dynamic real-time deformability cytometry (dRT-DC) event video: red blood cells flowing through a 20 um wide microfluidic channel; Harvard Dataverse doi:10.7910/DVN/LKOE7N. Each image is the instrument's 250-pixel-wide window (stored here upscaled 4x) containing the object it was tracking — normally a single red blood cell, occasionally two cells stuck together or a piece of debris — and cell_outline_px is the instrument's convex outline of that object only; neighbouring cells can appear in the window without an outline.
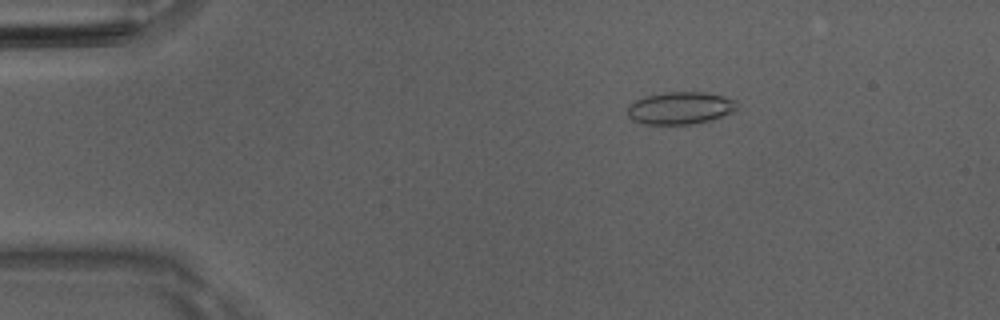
{"species": "Egyptian fruit bat (a non-hibernating species)", "species_latin": "Rousettus aegyptiacus", "temperature_condition": "room temperature", "stored_images_in_passage": 48, "camera_frame_rate_fps": 3000, "um_per_image_px": 0.085, "animal": {"sex": "male"}, "frame": {"image": 1, "passage_image": 6, "time_ms": 1.667, "image_size_px": [1000, 320], "cell_outline_px": [[736, 112], [712, 120], [696, 124], [644, 124], [632, 120], [628, 116], [628, 104], [644, 96], [664, 92], [704, 92], [724, 96], [736, 100]], "centroid_in_image_um": [57.84, 9.19], "position_along_channel_um": 27.2, "area_um2": 20.98}}
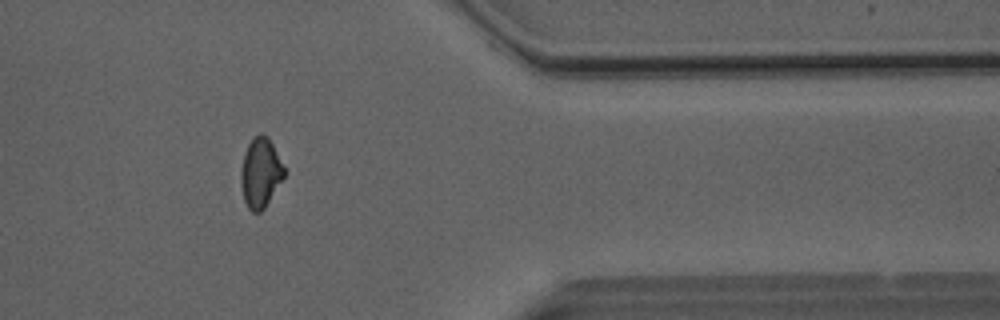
{"frame": {"image": 2, "passage_image": 39, "time_ms": 12.667, "image_size_px": [1000, 320], "cell_outline_px": [[288, 172], [264, 208], [260, 212], [252, 212], [248, 208], [244, 200], [240, 184], [240, 168], [244, 152], [252, 136], [260, 132], [268, 136]], "centroid_in_image_um": [22.14, 14.65], "position_along_channel_um": 389.3, "area_um2": 18.09}}
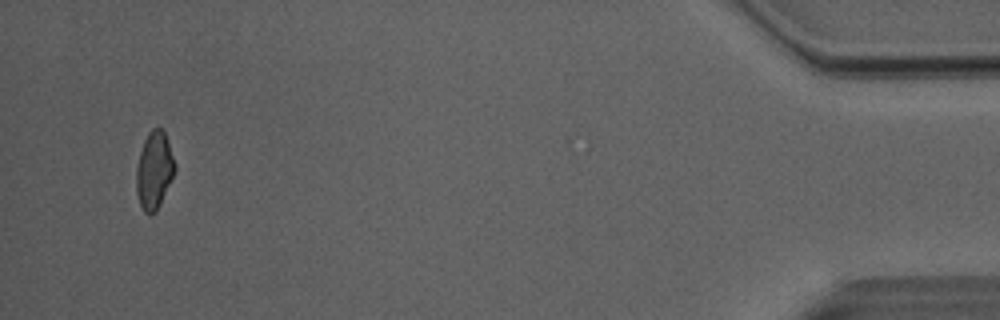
{"frame": {"image": 3, "passage_image": 46, "time_ms": 15.0, "image_size_px": [1000, 320], "cell_outline_px": [[176, 168], [160, 204], [156, 212], [144, 212], [140, 204], [136, 192], [136, 168], [140, 152], [144, 140], [148, 132], [152, 128], [160, 128], [164, 132], [176, 164]], "centroid_in_image_um": [13.09, 14.46], "position_along_channel_um": 422.1, "area_um2": 17.11}, "authors_computed_cell_mechanics": {"area_um2": 18.0914, "velocity_mm_per_s": 4.0714, "shape_relaxation_time_tau1_ms": null, "shape_relaxation_time_tau2_ms": 2.3597, "deformation_change_tau1": null, "deformation_change_tau2": 0.0759}}